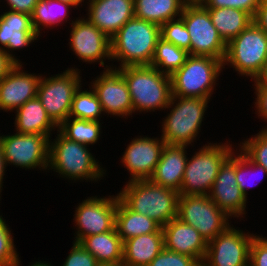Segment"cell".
Listing matches in <instances>:
<instances>
[{"mask_svg":"<svg viewBox=\"0 0 267 266\" xmlns=\"http://www.w3.org/2000/svg\"><path fill=\"white\" fill-rule=\"evenodd\" d=\"M54 134L55 138L50 137L49 142L48 173L53 171L56 177L76 184L104 180L107 169L91 153L89 146L67 139L58 130Z\"/></svg>","mask_w":267,"mask_h":266,"instance_id":"cell-1","label":"cell"},{"mask_svg":"<svg viewBox=\"0 0 267 266\" xmlns=\"http://www.w3.org/2000/svg\"><path fill=\"white\" fill-rule=\"evenodd\" d=\"M160 38L158 24L135 17L128 20L111 38L112 62H119L112 68L150 65Z\"/></svg>","mask_w":267,"mask_h":266,"instance_id":"cell-2","label":"cell"},{"mask_svg":"<svg viewBox=\"0 0 267 266\" xmlns=\"http://www.w3.org/2000/svg\"><path fill=\"white\" fill-rule=\"evenodd\" d=\"M125 183L118 197L130 210L154 219L161 226L177 218L179 192L149 179Z\"/></svg>","mask_w":267,"mask_h":266,"instance_id":"cell-3","label":"cell"},{"mask_svg":"<svg viewBox=\"0 0 267 266\" xmlns=\"http://www.w3.org/2000/svg\"><path fill=\"white\" fill-rule=\"evenodd\" d=\"M118 70L128 86L134 115L163 110L166 113L172 96L170 76L150 65L126 66Z\"/></svg>","mask_w":267,"mask_h":266,"instance_id":"cell-4","label":"cell"},{"mask_svg":"<svg viewBox=\"0 0 267 266\" xmlns=\"http://www.w3.org/2000/svg\"><path fill=\"white\" fill-rule=\"evenodd\" d=\"M211 99L171 96L167 115L161 123V138L166 144L195 147ZM169 110V111H168ZM198 137V138H197Z\"/></svg>","mask_w":267,"mask_h":266,"instance_id":"cell-5","label":"cell"},{"mask_svg":"<svg viewBox=\"0 0 267 266\" xmlns=\"http://www.w3.org/2000/svg\"><path fill=\"white\" fill-rule=\"evenodd\" d=\"M224 142H207L188 157L179 195H209L223 162L237 147Z\"/></svg>","mask_w":267,"mask_h":266,"instance_id":"cell-6","label":"cell"},{"mask_svg":"<svg viewBox=\"0 0 267 266\" xmlns=\"http://www.w3.org/2000/svg\"><path fill=\"white\" fill-rule=\"evenodd\" d=\"M223 70L222 60L188 55L185 63L170 76L172 96L212 99Z\"/></svg>","mask_w":267,"mask_h":266,"instance_id":"cell-7","label":"cell"},{"mask_svg":"<svg viewBox=\"0 0 267 266\" xmlns=\"http://www.w3.org/2000/svg\"><path fill=\"white\" fill-rule=\"evenodd\" d=\"M266 63L267 33L254 22L227 43L223 69L231 67L239 76L253 81Z\"/></svg>","mask_w":267,"mask_h":266,"instance_id":"cell-8","label":"cell"},{"mask_svg":"<svg viewBox=\"0 0 267 266\" xmlns=\"http://www.w3.org/2000/svg\"><path fill=\"white\" fill-rule=\"evenodd\" d=\"M82 80V72L75 65L51 76L42 74L37 97L57 126L69 117L74 94L83 85Z\"/></svg>","mask_w":267,"mask_h":266,"instance_id":"cell-9","label":"cell"},{"mask_svg":"<svg viewBox=\"0 0 267 266\" xmlns=\"http://www.w3.org/2000/svg\"><path fill=\"white\" fill-rule=\"evenodd\" d=\"M2 135L0 143L6 168L12 165L29 170L47 172L50 138L40 134H21L13 131Z\"/></svg>","mask_w":267,"mask_h":266,"instance_id":"cell-10","label":"cell"},{"mask_svg":"<svg viewBox=\"0 0 267 266\" xmlns=\"http://www.w3.org/2000/svg\"><path fill=\"white\" fill-rule=\"evenodd\" d=\"M177 218L194 227L207 243L223 233L233 220L208 195L198 194L179 196Z\"/></svg>","mask_w":267,"mask_h":266,"instance_id":"cell-11","label":"cell"},{"mask_svg":"<svg viewBox=\"0 0 267 266\" xmlns=\"http://www.w3.org/2000/svg\"><path fill=\"white\" fill-rule=\"evenodd\" d=\"M180 17L190 34V55L224 61L227 43L213 25L209 11L200 2H188Z\"/></svg>","mask_w":267,"mask_h":266,"instance_id":"cell-12","label":"cell"},{"mask_svg":"<svg viewBox=\"0 0 267 266\" xmlns=\"http://www.w3.org/2000/svg\"><path fill=\"white\" fill-rule=\"evenodd\" d=\"M79 15L80 17H76L71 27H68L70 36L67 39L69 42L67 47L76 55L80 63L91 65L98 63L102 69L112 68L113 63L110 64V61L112 62L111 39L85 16Z\"/></svg>","mask_w":267,"mask_h":266,"instance_id":"cell-13","label":"cell"},{"mask_svg":"<svg viewBox=\"0 0 267 266\" xmlns=\"http://www.w3.org/2000/svg\"><path fill=\"white\" fill-rule=\"evenodd\" d=\"M116 195H94L85 197L75 205L73 215L74 240L79 242L83 237L101 234L115 228V215L118 193Z\"/></svg>","mask_w":267,"mask_h":266,"instance_id":"cell-14","label":"cell"},{"mask_svg":"<svg viewBox=\"0 0 267 266\" xmlns=\"http://www.w3.org/2000/svg\"><path fill=\"white\" fill-rule=\"evenodd\" d=\"M255 236L230 225L208 242L201 266H249L250 245Z\"/></svg>","mask_w":267,"mask_h":266,"instance_id":"cell-15","label":"cell"},{"mask_svg":"<svg viewBox=\"0 0 267 266\" xmlns=\"http://www.w3.org/2000/svg\"><path fill=\"white\" fill-rule=\"evenodd\" d=\"M99 74L88 85L95 91L105 116L125 120L130 116L132 118L133 105L122 73L118 69L110 68L100 71Z\"/></svg>","mask_w":267,"mask_h":266,"instance_id":"cell-16","label":"cell"},{"mask_svg":"<svg viewBox=\"0 0 267 266\" xmlns=\"http://www.w3.org/2000/svg\"><path fill=\"white\" fill-rule=\"evenodd\" d=\"M208 196L230 218H246L248 199L236 181V150L220 166Z\"/></svg>","mask_w":267,"mask_h":266,"instance_id":"cell-17","label":"cell"},{"mask_svg":"<svg viewBox=\"0 0 267 266\" xmlns=\"http://www.w3.org/2000/svg\"><path fill=\"white\" fill-rule=\"evenodd\" d=\"M165 144L161 136L138 134L131 138L120 158L121 166L130 174L127 182L149 179L155 171Z\"/></svg>","mask_w":267,"mask_h":266,"instance_id":"cell-18","label":"cell"},{"mask_svg":"<svg viewBox=\"0 0 267 266\" xmlns=\"http://www.w3.org/2000/svg\"><path fill=\"white\" fill-rule=\"evenodd\" d=\"M0 14V49L17 64H23L16 55L20 50L29 48L38 42L40 36L34 29L31 15L12 10H4ZM34 42V43H33ZM15 53V54H14Z\"/></svg>","mask_w":267,"mask_h":266,"instance_id":"cell-19","label":"cell"},{"mask_svg":"<svg viewBox=\"0 0 267 266\" xmlns=\"http://www.w3.org/2000/svg\"><path fill=\"white\" fill-rule=\"evenodd\" d=\"M41 76L25 70L23 64H16L0 81V112H15L28 100L37 97Z\"/></svg>","mask_w":267,"mask_h":266,"instance_id":"cell-20","label":"cell"},{"mask_svg":"<svg viewBox=\"0 0 267 266\" xmlns=\"http://www.w3.org/2000/svg\"><path fill=\"white\" fill-rule=\"evenodd\" d=\"M85 16L110 39L135 17L134 0H87Z\"/></svg>","mask_w":267,"mask_h":266,"instance_id":"cell-21","label":"cell"},{"mask_svg":"<svg viewBox=\"0 0 267 266\" xmlns=\"http://www.w3.org/2000/svg\"><path fill=\"white\" fill-rule=\"evenodd\" d=\"M162 230L165 249L193 257L202 264L208 243L194 227L175 218L162 226Z\"/></svg>","mask_w":267,"mask_h":266,"instance_id":"cell-22","label":"cell"},{"mask_svg":"<svg viewBox=\"0 0 267 266\" xmlns=\"http://www.w3.org/2000/svg\"><path fill=\"white\" fill-rule=\"evenodd\" d=\"M188 148L186 145L165 144L160 160L149 180L179 192L188 159Z\"/></svg>","mask_w":267,"mask_h":266,"instance_id":"cell-23","label":"cell"},{"mask_svg":"<svg viewBox=\"0 0 267 266\" xmlns=\"http://www.w3.org/2000/svg\"><path fill=\"white\" fill-rule=\"evenodd\" d=\"M14 131L21 134H40L49 138L58 126L47 115L38 97L28 100L15 112Z\"/></svg>","mask_w":267,"mask_h":266,"instance_id":"cell-24","label":"cell"},{"mask_svg":"<svg viewBox=\"0 0 267 266\" xmlns=\"http://www.w3.org/2000/svg\"><path fill=\"white\" fill-rule=\"evenodd\" d=\"M164 249L162 228L155 233L139 235L123 241V264L126 266H148Z\"/></svg>","mask_w":267,"mask_h":266,"instance_id":"cell-25","label":"cell"},{"mask_svg":"<svg viewBox=\"0 0 267 266\" xmlns=\"http://www.w3.org/2000/svg\"><path fill=\"white\" fill-rule=\"evenodd\" d=\"M79 244L90 252L99 264L123 262V241L115 228L101 234L83 237Z\"/></svg>","mask_w":267,"mask_h":266,"instance_id":"cell-26","label":"cell"},{"mask_svg":"<svg viewBox=\"0 0 267 266\" xmlns=\"http://www.w3.org/2000/svg\"><path fill=\"white\" fill-rule=\"evenodd\" d=\"M162 226L154 219L130 210L118 197L115 229L122 241L158 232Z\"/></svg>","mask_w":267,"mask_h":266,"instance_id":"cell-27","label":"cell"},{"mask_svg":"<svg viewBox=\"0 0 267 266\" xmlns=\"http://www.w3.org/2000/svg\"><path fill=\"white\" fill-rule=\"evenodd\" d=\"M73 8L75 10L74 6L59 0H39L31 15L35 31L41 36L44 29L52 30L55 27L57 28L59 24L62 27L67 23L71 25L76 19L69 16V12ZM72 18L74 19L72 20Z\"/></svg>","mask_w":267,"mask_h":266,"instance_id":"cell-28","label":"cell"},{"mask_svg":"<svg viewBox=\"0 0 267 266\" xmlns=\"http://www.w3.org/2000/svg\"><path fill=\"white\" fill-rule=\"evenodd\" d=\"M187 0H134L135 18L158 24L179 18Z\"/></svg>","mask_w":267,"mask_h":266,"instance_id":"cell-29","label":"cell"},{"mask_svg":"<svg viewBox=\"0 0 267 266\" xmlns=\"http://www.w3.org/2000/svg\"><path fill=\"white\" fill-rule=\"evenodd\" d=\"M206 9L209 11L213 25L226 43L253 22V17L241 9L231 7Z\"/></svg>","mask_w":267,"mask_h":266,"instance_id":"cell-30","label":"cell"},{"mask_svg":"<svg viewBox=\"0 0 267 266\" xmlns=\"http://www.w3.org/2000/svg\"><path fill=\"white\" fill-rule=\"evenodd\" d=\"M101 121L77 119L68 117L58 126V131L67 139L75 141L79 144L92 146L97 144L102 137ZM101 137V138H100Z\"/></svg>","mask_w":267,"mask_h":266,"instance_id":"cell-31","label":"cell"},{"mask_svg":"<svg viewBox=\"0 0 267 266\" xmlns=\"http://www.w3.org/2000/svg\"><path fill=\"white\" fill-rule=\"evenodd\" d=\"M188 55L185 49L179 48L160 38L150 66L155 67L163 74L171 76L185 63Z\"/></svg>","mask_w":267,"mask_h":266,"instance_id":"cell-32","label":"cell"},{"mask_svg":"<svg viewBox=\"0 0 267 266\" xmlns=\"http://www.w3.org/2000/svg\"><path fill=\"white\" fill-rule=\"evenodd\" d=\"M83 90L81 85L75 92L69 113L70 117L84 120L103 121L105 114L95 91L88 85ZM104 115V116H103Z\"/></svg>","mask_w":267,"mask_h":266,"instance_id":"cell-33","label":"cell"},{"mask_svg":"<svg viewBox=\"0 0 267 266\" xmlns=\"http://www.w3.org/2000/svg\"><path fill=\"white\" fill-rule=\"evenodd\" d=\"M235 149H236V181L239 188L242 190V192L248 199L249 189L253 188L254 183L257 184V181L258 183H261V181L263 180L262 177L265 176L267 177V171L264 167L252 162L238 147H236Z\"/></svg>","mask_w":267,"mask_h":266,"instance_id":"cell-34","label":"cell"},{"mask_svg":"<svg viewBox=\"0 0 267 266\" xmlns=\"http://www.w3.org/2000/svg\"><path fill=\"white\" fill-rule=\"evenodd\" d=\"M252 162L267 171V129L260 128L257 134L242 139L237 146Z\"/></svg>","mask_w":267,"mask_h":266,"instance_id":"cell-35","label":"cell"},{"mask_svg":"<svg viewBox=\"0 0 267 266\" xmlns=\"http://www.w3.org/2000/svg\"><path fill=\"white\" fill-rule=\"evenodd\" d=\"M4 218L0 211V266H22L13 231Z\"/></svg>","mask_w":267,"mask_h":266,"instance_id":"cell-36","label":"cell"},{"mask_svg":"<svg viewBox=\"0 0 267 266\" xmlns=\"http://www.w3.org/2000/svg\"><path fill=\"white\" fill-rule=\"evenodd\" d=\"M160 35L164 41L185 49L190 55V34L184 20L179 17L160 26Z\"/></svg>","mask_w":267,"mask_h":266,"instance_id":"cell-37","label":"cell"},{"mask_svg":"<svg viewBox=\"0 0 267 266\" xmlns=\"http://www.w3.org/2000/svg\"><path fill=\"white\" fill-rule=\"evenodd\" d=\"M148 266H201L193 257L163 249Z\"/></svg>","mask_w":267,"mask_h":266,"instance_id":"cell-38","label":"cell"},{"mask_svg":"<svg viewBox=\"0 0 267 266\" xmlns=\"http://www.w3.org/2000/svg\"><path fill=\"white\" fill-rule=\"evenodd\" d=\"M262 0H200L205 8H236L254 17Z\"/></svg>","mask_w":267,"mask_h":266,"instance_id":"cell-39","label":"cell"},{"mask_svg":"<svg viewBox=\"0 0 267 266\" xmlns=\"http://www.w3.org/2000/svg\"><path fill=\"white\" fill-rule=\"evenodd\" d=\"M70 252L61 266H98L96 258L79 242H72Z\"/></svg>","mask_w":267,"mask_h":266,"instance_id":"cell-40","label":"cell"},{"mask_svg":"<svg viewBox=\"0 0 267 266\" xmlns=\"http://www.w3.org/2000/svg\"><path fill=\"white\" fill-rule=\"evenodd\" d=\"M249 266H267V237L262 234L251 242Z\"/></svg>","mask_w":267,"mask_h":266,"instance_id":"cell-41","label":"cell"},{"mask_svg":"<svg viewBox=\"0 0 267 266\" xmlns=\"http://www.w3.org/2000/svg\"><path fill=\"white\" fill-rule=\"evenodd\" d=\"M253 90H255L254 113L260 120L267 122V88H253ZM261 128L267 129V125Z\"/></svg>","mask_w":267,"mask_h":266,"instance_id":"cell-42","label":"cell"},{"mask_svg":"<svg viewBox=\"0 0 267 266\" xmlns=\"http://www.w3.org/2000/svg\"><path fill=\"white\" fill-rule=\"evenodd\" d=\"M38 1L39 0H0V4L1 2H3L2 4L6 2L3 6H6L5 9L7 8L8 10L32 15L34 7L37 5ZM1 6L2 5H0V7Z\"/></svg>","mask_w":267,"mask_h":266,"instance_id":"cell-43","label":"cell"},{"mask_svg":"<svg viewBox=\"0 0 267 266\" xmlns=\"http://www.w3.org/2000/svg\"><path fill=\"white\" fill-rule=\"evenodd\" d=\"M253 22L267 33V0H262L254 17Z\"/></svg>","mask_w":267,"mask_h":266,"instance_id":"cell-44","label":"cell"},{"mask_svg":"<svg viewBox=\"0 0 267 266\" xmlns=\"http://www.w3.org/2000/svg\"><path fill=\"white\" fill-rule=\"evenodd\" d=\"M13 61L4 50L0 49V81L15 67Z\"/></svg>","mask_w":267,"mask_h":266,"instance_id":"cell-45","label":"cell"},{"mask_svg":"<svg viewBox=\"0 0 267 266\" xmlns=\"http://www.w3.org/2000/svg\"><path fill=\"white\" fill-rule=\"evenodd\" d=\"M251 83H253L252 88H267V63L263 67L260 74L253 81H251Z\"/></svg>","mask_w":267,"mask_h":266,"instance_id":"cell-46","label":"cell"},{"mask_svg":"<svg viewBox=\"0 0 267 266\" xmlns=\"http://www.w3.org/2000/svg\"><path fill=\"white\" fill-rule=\"evenodd\" d=\"M6 165H5V161H4V158H3V151H2V147H1V143H0V201H1V193L3 191V179H6L4 176H5V173L7 172L6 170ZM1 203V202H0Z\"/></svg>","mask_w":267,"mask_h":266,"instance_id":"cell-47","label":"cell"},{"mask_svg":"<svg viewBox=\"0 0 267 266\" xmlns=\"http://www.w3.org/2000/svg\"><path fill=\"white\" fill-rule=\"evenodd\" d=\"M59 1L74 6L75 10L80 11L79 13H81L80 7L82 6L84 7L87 2V0H59Z\"/></svg>","mask_w":267,"mask_h":266,"instance_id":"cell-48","label":"cell"},{"mask_svg":"<svg viewBox=\"0 0 267 266\" xmlns=\"http://www.w3.org/2000/svg\"><path fill=\"white\" fill-rule=\"evenodd\" d=\"M29 264L30 265L28 266H54V265H51V262L44 261V259L42 261L38 259V261L30 262Z\"/></svg>","mask_w":267,"mask_h":266,"instance_id":"cell-49","label":"cell"},{"mask_svg":"<svg viewBox=\"0 0 267 266\" xmlns=\"http://www.w3.org/2000/svg\"><path fill=\"white\" fill-rule=\"evenodd\" d=\"M98 266H126L123 264V262L117 263V264H99Z\"/></svg>","mask_w":267,"mask_h":266,"instance_id":"cell-50","label":"cell"},{"mask_svg":"<svg viewBox=\"0 0 267 266\" xmlns=\"http://www.w3.org/2000/svg\"><path fill=\"white\" fill-rule=\"evenodd\" d=\"M188 2H199L200 0H187Z\"/></svg>","mask_w":267,"mask_h":266,"instance_id":"cell-51","label":"cell"}]
</instances>
